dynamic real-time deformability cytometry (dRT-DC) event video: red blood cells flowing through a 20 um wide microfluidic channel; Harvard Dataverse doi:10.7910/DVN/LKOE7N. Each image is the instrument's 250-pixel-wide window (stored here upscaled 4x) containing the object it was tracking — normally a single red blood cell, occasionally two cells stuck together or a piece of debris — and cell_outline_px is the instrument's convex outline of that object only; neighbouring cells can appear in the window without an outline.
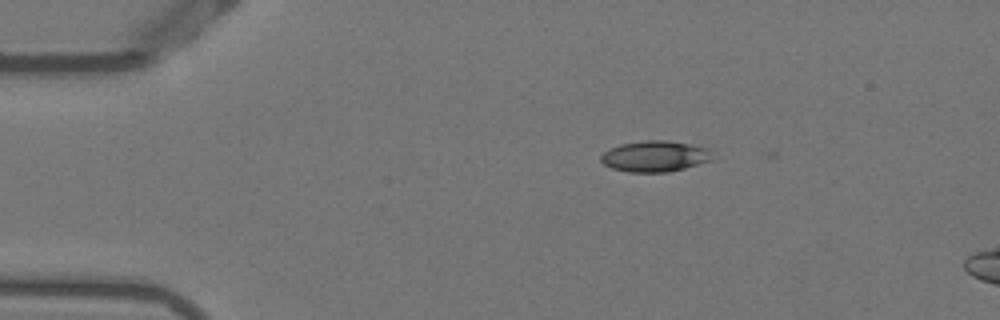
{"species": "Egyptian fruit bat (a non-hibernating species)", "species_latin": "Rousettus aegyptiacus", "temperature_condition": "warm", "stored_images_in_passage": 3, "camera_frame_rate_fps": 3000, "um_per_image_px": 0.085, "animal": {"sex": "female"}, "frame": {"image": 1, "passage_image": 1, "time_ms": 0.0, "image_size_px": [1000, 320], "cell_outline_px": [[712, 160], [684, 168], [668, 172], [628, 172], [612, 168], [604, 164], [600, 160], [600, 156], [604, 152], [620, 144], [644, 140], [668, 140], [708, 148]], "centroid_in_image_um": [55.64, 13.28], "position_along_channel_um": 29.4, "area_um2": 19.94}}